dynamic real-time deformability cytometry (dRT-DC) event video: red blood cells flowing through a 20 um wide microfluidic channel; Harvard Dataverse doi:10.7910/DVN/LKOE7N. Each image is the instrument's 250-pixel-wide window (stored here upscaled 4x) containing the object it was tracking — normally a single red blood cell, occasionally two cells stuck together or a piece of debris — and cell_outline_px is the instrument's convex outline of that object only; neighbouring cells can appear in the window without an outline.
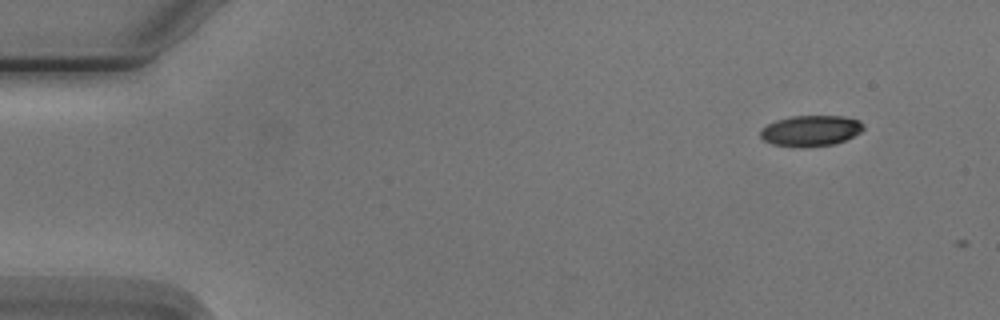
{"species": "Egyptian fruit bat (a non-hibernating species)", "species_latin": "Rousettus aegyptiacus", "temperature_condition": "cold", "stored_images_in_passage": 4, "camera_frame_rate_fps": 3000, "um_per_image_px": 0.085, "animal": {"sex": "male"}, "frame": {"image": 1, "passage_image": 1, "time_ms": 0.0, "image_size_px": [1000, 320], "cell_outline_px": [[864, 128], [860, 132], [836, 144], [800, 148], [772, 144], [764, 140], [760, 136], [760, 128], [776, 120], [792, 116], [844, 116], [860, 120], [864, 124]], "centroid_in_image_um": [68.9, 11.12], "position_along_channel_um": 16.1, "area_um2": 18.67}}